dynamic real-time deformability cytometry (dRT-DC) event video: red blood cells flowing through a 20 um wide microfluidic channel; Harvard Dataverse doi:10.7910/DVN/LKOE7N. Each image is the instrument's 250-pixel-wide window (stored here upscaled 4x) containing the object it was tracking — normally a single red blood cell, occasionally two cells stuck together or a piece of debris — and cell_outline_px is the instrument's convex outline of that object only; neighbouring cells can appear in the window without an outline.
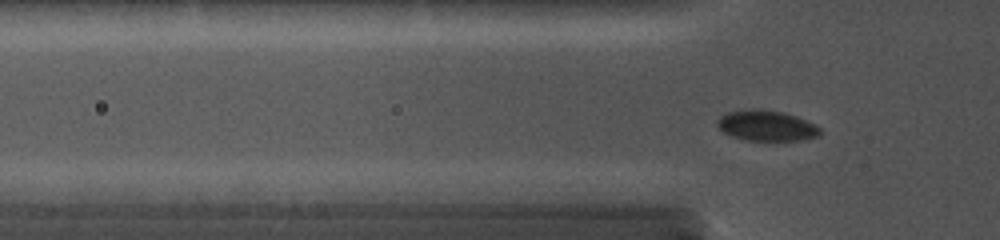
{"species": "common noctule bat (a hibernating species)", "species_latin": "Nyctalus noctula", "temperature_condition": "cold", "stored_images_in_passage": 68, "camera_frame_rate_fps": 5000, "um_per_image_px": 0.085, "animal": {"sex": "female", "body_mass_g": 19.0, "forearm_length_mm": 56.7}, "frame": {"image": 1, "passage_image": 22, "time_ms": 4.4, "image_size_px": [1000, 240], "cell_outline_px": [[824, 132], [820, 136], [800, 140], [748, 140], [732, 136], [724, 132], [716, 124], [716, 120], [720, 116], [728, 112], [780, 112], [796, 116], [820, 128]], "centroid_in_image_um": [65.2, 10.74], "position_along_channel_um": 60.6, "area_um2": 17.34}}
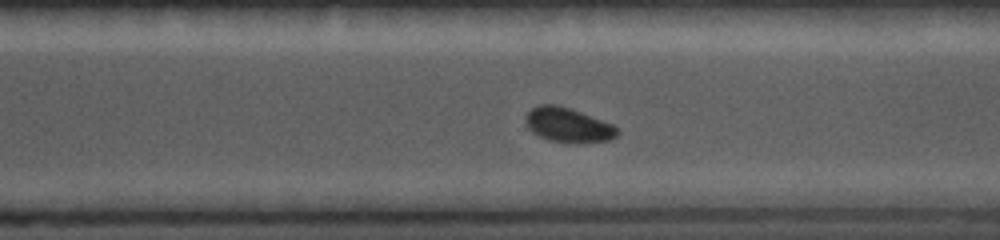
{"frame": {"image": 2, "passage_image": 53, "time_ms": 11.0, "image_size_px": [1000, 240], "cell_outline_px": [[620, 132], [616, 136], [608, 140], [548, 140], [532, 132], [528, 128], [524, 120], [524, 116], [532, 108], [540, 104], [556, 104], [572, 108], [612, 124], [620, 128]], "centroid_in_image_um": [48.25, 10.56], "position_along_channel_um": 322.3, "area_um2": 17.92}}
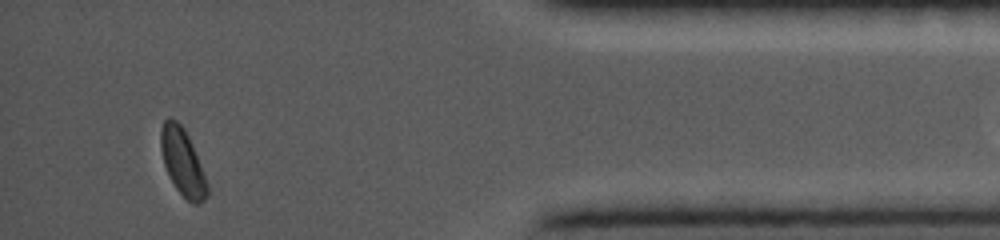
{"frame": {"image": 3, "passage_image": 65, "time_ms": 14.2, "image_size_px": [1000, 240], "cell_outline_px": [[208, 196], [200, 204], [192, 204], [176, 188], [164, 164], [160, 148], [160, 132], [164, 120], [168, 116], [176, 120], [184, 128], [192, 144], [204, 176], [208, 188]], "centroid_in_image_um": [15.5, 13.76], "position_along_channel_um": 419.7, "area_um2": 17.74}}